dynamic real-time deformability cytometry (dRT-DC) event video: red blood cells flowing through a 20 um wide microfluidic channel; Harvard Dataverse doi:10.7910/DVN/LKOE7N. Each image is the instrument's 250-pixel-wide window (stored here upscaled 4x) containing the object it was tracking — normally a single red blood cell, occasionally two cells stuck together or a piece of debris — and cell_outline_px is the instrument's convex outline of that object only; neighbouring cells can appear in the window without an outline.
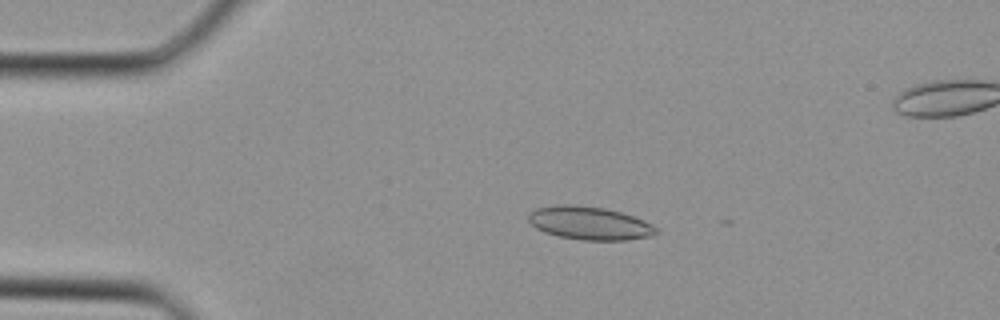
{"species": "Egyptian fruit bat (a non-hibernating species)", "species_latin": "Rousettus aegyptiacus", "temperature_condition": "cold", "stored_images_in_passage": 5, "camera_frame_rate_fps": 3000, "um_per_image_px": 0.085, "animal": {"sex": "female"}, "frame": {"image": 1, "passage_image": 1, "time_ms": 0.0, "image_size_px": [1000, 320], "cell_outline_px": [[660, 232], [652, 236], [628, 240], [584, 240], [560, 236], [544, 232], [536, 228], [528, 220], [528, 212], [536, 208], [560, 204], [572, 204], [604, 208], [620, 212], [632, 216], [652, 224]], "centroid_in_image_um": [50.1, 18.96], "position_along_channel_um": 34.9, "area_um2": 24.68}}